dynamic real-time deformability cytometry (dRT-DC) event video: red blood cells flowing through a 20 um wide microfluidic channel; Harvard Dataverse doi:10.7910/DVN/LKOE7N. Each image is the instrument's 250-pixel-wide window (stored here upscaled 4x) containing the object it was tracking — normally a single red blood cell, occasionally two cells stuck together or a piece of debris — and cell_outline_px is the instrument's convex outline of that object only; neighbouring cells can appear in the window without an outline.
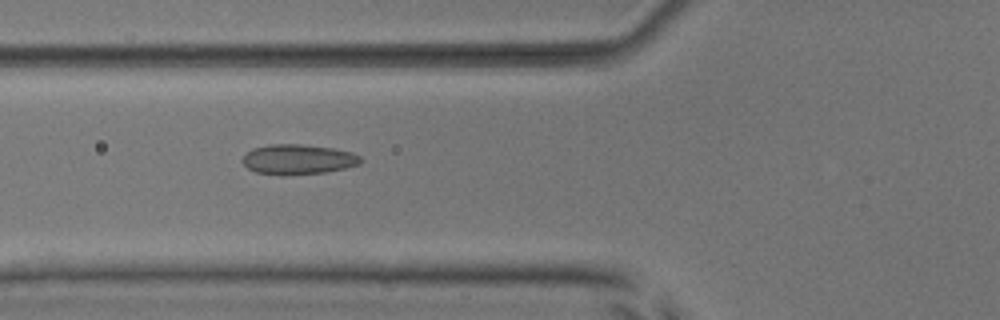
{"species": "common noctule bat (a hibernating species)", "species_latin": "Nyctalus noctula", "temperature_condition": "room temperature", "stored_images_in_passage": 8, "camera_frame_rate_fps": 3000, "um_per_image_px": 0.085, "animal": {"sex": "male", "body_mass_g": 17.9, "forearm_length_mm": 54.2}, "frame": {"image": 1, "passage_image": 6, "time_ms": 6.333, "image_size_px": [1000, 320], "cell_outline_px": [[364, 160], [360, 164], [344, 168], [324, 172], [284, 176], [256, 172], [248, 168], [240, 160], [252, 148], [272, 144], [300, 144], [332, 148], [352, 152], [360, 156]], "centroid_in_image_um": [25.34, 13.55], "position_along_channel_um": 100.5, "area_um2": 20.75}}
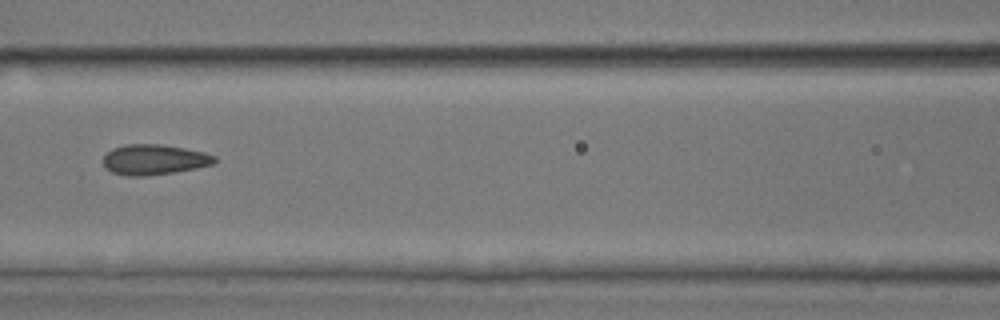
{"frame": {"image": 2, "passage_image": 7, "time_ms": 7.667, "image_size_px": [1000, 320], "cell_outline_px": [[216, 160], [212, 164], [196, 168], [148, 176], [128, 176], [112, 172], [104, 168], [104, 156], [112, 148], [124, 144], [160, 144], [184, 148], [204, 152], [216, 156]], "centroid_in_image_um": [13.08, 13.56], "position_along_channel_um": 153.5, "area_um2": 19.65}}